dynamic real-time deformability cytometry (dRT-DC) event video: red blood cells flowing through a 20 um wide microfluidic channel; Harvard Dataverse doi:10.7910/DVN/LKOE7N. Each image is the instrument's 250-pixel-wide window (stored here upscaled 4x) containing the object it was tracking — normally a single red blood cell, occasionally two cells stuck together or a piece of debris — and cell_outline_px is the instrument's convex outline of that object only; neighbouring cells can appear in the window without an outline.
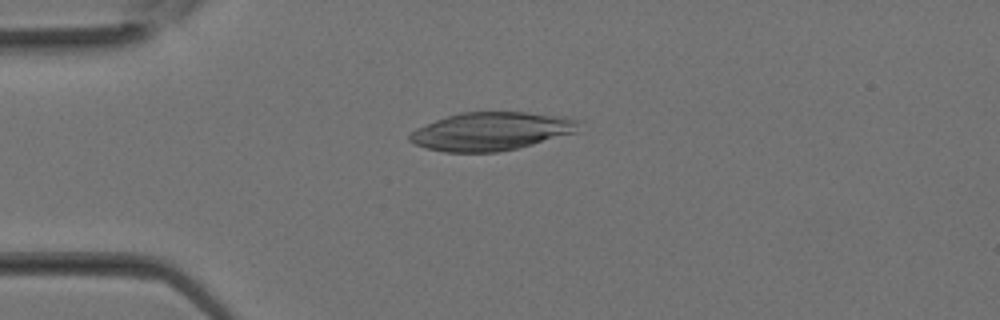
{"species": "Egyptian fruit bat (a non-hibernating species)", "species_latin": "Rousettus aegyptiacus", "temperature_condition": "room temperature", "stored_images_in_passage": 18, "camera_frame_rate_fps": 3000, "um_per_image_px": 0.085, "animal": {"sex": "female"}, "frame": {"image": 1, "passage_image": 7, "time_ms": 2.0, "image_size_px": [1000, 320], "cell_outline_px": [[584, 120], [580, 132], [516, 148], [496, 152], [444, 152], [428, 148], [416, 144], [408, 140], [408, 136], [416, 128], [436, 120], [460, 112], [524, 112], [568, 116]], "centroid_in_image_um": [41.87, 11.14], "position_along_channel_um": 43.1, "area_um2": 38.03}}
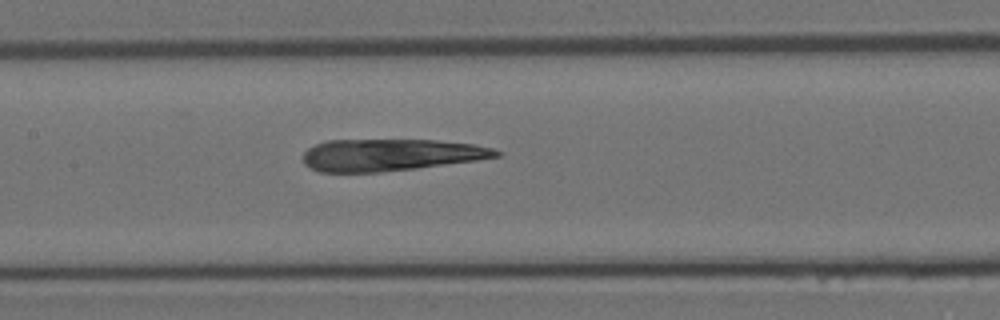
{"frame": {"image": 2, "passage_image": 14, "time_ms": 4.333, "image_size_px": [1000, 320], "cell_outline_px": [[504, 152], [500, 156], [476, 160], [416, 168], [380, 172], [320, 172], [304, 164], [304, 152], [308, 148], [316, 144], [328, 140], [436, 140], [472, 144], [492, 148]], "centroid_in_image_um": [33.2, 13.16], "position_along_channel_um": 174.2, "area_um2": 35.78}}
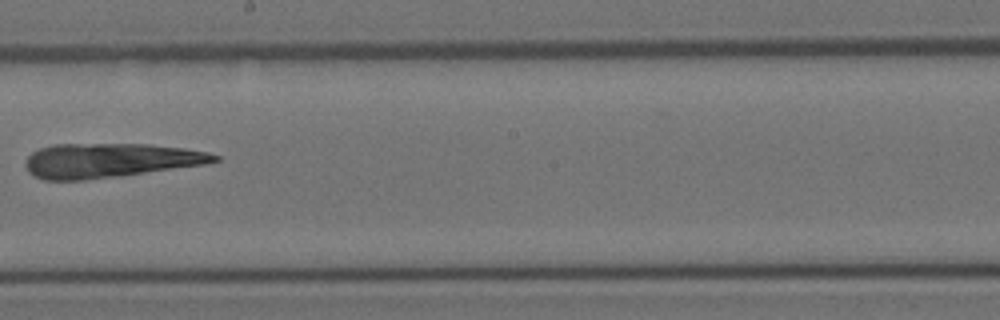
{"frame": {"image": 3, "passage_image": 17, "time_ms": 5.333, "image_size_px": [1000, 320], "cell_outline_px": [[220, 160], [204, 164], [120, 176], [84, 180], [44, 180], [32, 176], [28, 172], [24, 164], [24, 160], [32, 152], [40, 148], [52, 144], [148, 144], [184, 148], [208, 152], [220, 156]], "centroid_in_image_um": [9.28, 13.63], "position_along_channel_um": 238.9, "area_um2": 37.97}}